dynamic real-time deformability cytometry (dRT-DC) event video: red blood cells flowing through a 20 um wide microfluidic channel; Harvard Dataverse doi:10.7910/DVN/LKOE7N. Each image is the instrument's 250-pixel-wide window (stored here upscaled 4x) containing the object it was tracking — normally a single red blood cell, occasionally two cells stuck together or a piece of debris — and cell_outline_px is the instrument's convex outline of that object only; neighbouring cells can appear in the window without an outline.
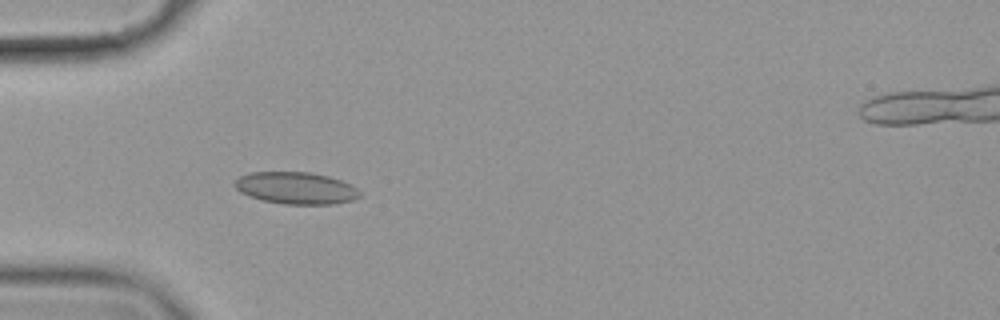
{"species": "common noctule bat (a hibernating species)", "species_latin": "Nyctalus noctula", "temperature_condition": "cold", "stored_images_in_passage": 45, "camera_frame_rate_fps": 3000, "um_per_image_px": 0.085, "animal": {"sex": "female", "body_mass_g": 19.9}, "frame": {"image": 1, "passage_image": 10, "time_ms": 3.0, "image_size_px": [1000, 320], "cell_outline_px": [[360, 196], [352, 200], [336, 204], [284, 204], [260, 200], [248, 196], [240, 192], [232, 184], [240, 176], [252, 172], [308, 172], [328, 176], [340, 180], [356, 188], [360, 192]], "centroid_in_image_um": [25.12, 15.99], "position_along_channel_um": 59.9, "area_um2": 23.29}}
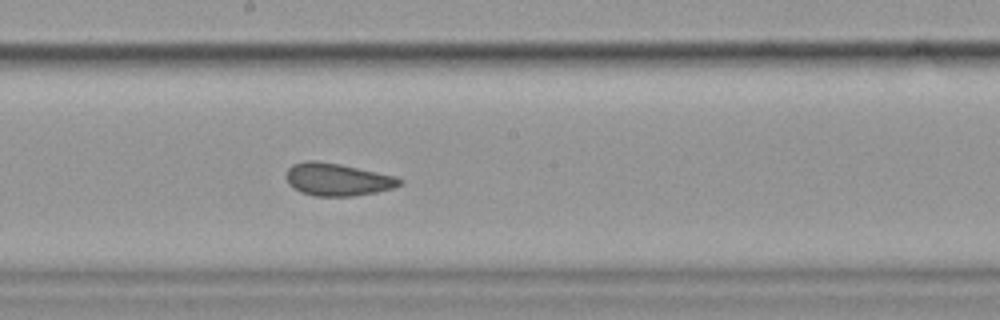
{"frame": {"image": 2, "passage_image": 24, "time_ms": 7.667, "image_size_px": [1000, 320], "cell_outline_px": [[404, 180], [400, 184], [392, 188], [376, 192], [352, 196], [312, 196], [300, 192], [292, 188], [288, 184], [284, 176], [288, 168], [292, 164], [304, 160], [316, 160], [340, 164], [392, 176]], "centroid_in_image_um": [28.57, 15.25], "position_along_channel_um": 219.6, "area_um2": 21.56}}
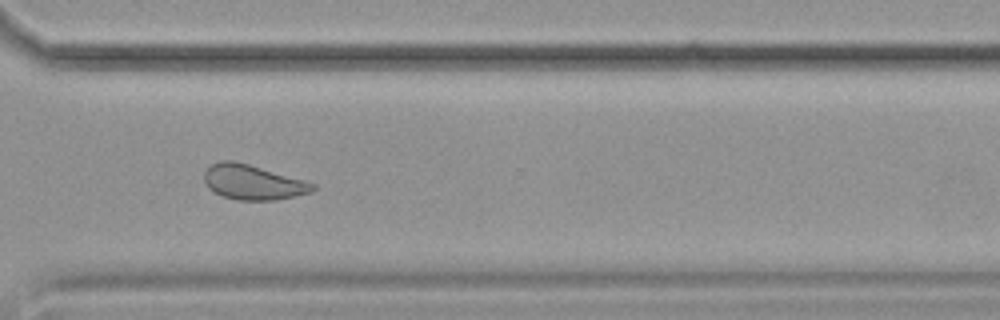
{"frame": {"image": 3, "passage_image": 35, "time_ms": 11.333, "image_size_px": [1000, 320], "cell_outline_px": [[316, 188], [312, 192], [296, 196], [276, 200], [236, 200], [220, 196], [208, 188], [204, 180], [204, 172], [212, 164], [220, 160], [232, 160], [248, 164], [316, 184]], "centroid_in_image_um": [21.47, 15.5], "position_along_channel_um": 349.1, "area_um2": 22.02}, "authors_computed_cell_mechanics": {"area_um2": 21.964, "velocity_mm_per_s": 3.5311, "shape_relaxation_time_tau1_ms": 6.9237, "shape_relaxation_time_tau2_ms": 1.3687, "deformation_change_tau1": 0.1152, "deformation_change_tau2": 0.0789}}